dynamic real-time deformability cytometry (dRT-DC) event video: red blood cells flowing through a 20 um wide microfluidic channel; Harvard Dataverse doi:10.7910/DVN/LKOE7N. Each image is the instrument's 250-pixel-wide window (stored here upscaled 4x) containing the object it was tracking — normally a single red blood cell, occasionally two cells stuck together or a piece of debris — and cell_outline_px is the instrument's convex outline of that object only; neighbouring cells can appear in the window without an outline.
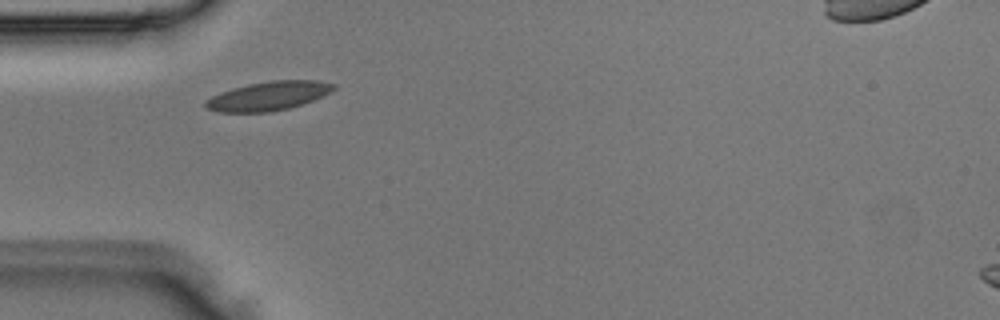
{"species": "Egyptian fruit bat (a non-hibernating species)", "species_latin": "Rousettus aegyptiacus", "temperature_condition": "room temperature", "stored_images_in_passage": 1, "camera_frame_rate_fps": 3000, "um_per_image_px": 0.085, "animal": {"sex": "male"}, "frame": {"image": 1, "passage_image": 1, "time_ms": 0.0, "image_size_px": [1000, 320], "cell_outline_px": [[336, 88], [332, 92], [312, 100], [288, 108], [268, 112], [216, 112], [204, 108], [204, 104], [212, 96], [232, 88], [248, 84], [272, 80], [320, 80], [336, 84]], "centroid_in_image_um": [22.83, 8.15], "position_along_channel_um": 62.2, "area_um2": 21.56}}